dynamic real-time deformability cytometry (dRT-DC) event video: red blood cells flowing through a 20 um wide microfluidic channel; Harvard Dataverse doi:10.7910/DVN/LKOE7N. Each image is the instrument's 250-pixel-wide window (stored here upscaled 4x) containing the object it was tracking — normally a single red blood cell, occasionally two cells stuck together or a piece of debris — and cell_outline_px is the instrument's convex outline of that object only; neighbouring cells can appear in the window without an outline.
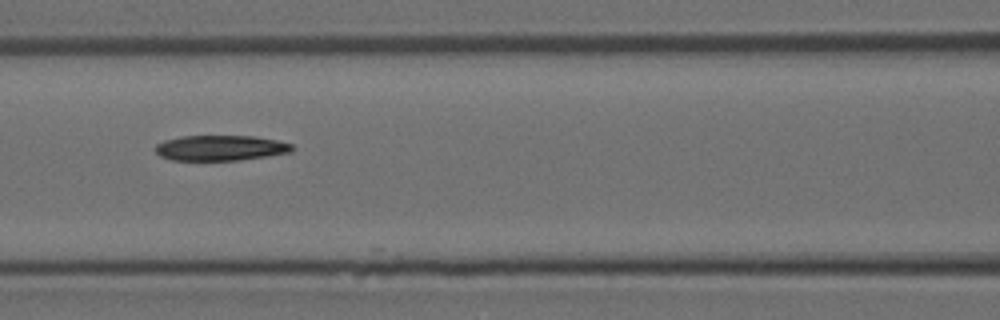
{"species": "Egyptian fruit bat (a non-hibernating species)", "species_latin": "Rousettus aegyptiacus", "temperature_condition": "room temperature", "stored_images_in_passage": 7, "camera_frame_rate_fps": 3000, "um_per_image_px": 0.085, "animal": {"sex": "female"}, "frame": {"image": 1, "passage_image": 5, "time_ms": 1.333, "image_size_px": [1000, 320], "cell_outline_px": [[296, 148], [292, 152], [268, 156], [240, 160], [172, 160], [160, 156], [156, 152], [156, 144], [164, 140], [180, 136], [252, 136], [276, 140], [292, 144]], "centroid_in_image_um": [18.76, 12.57], "position_along_channel_um": 147.8, "area_um2": 20.29}}
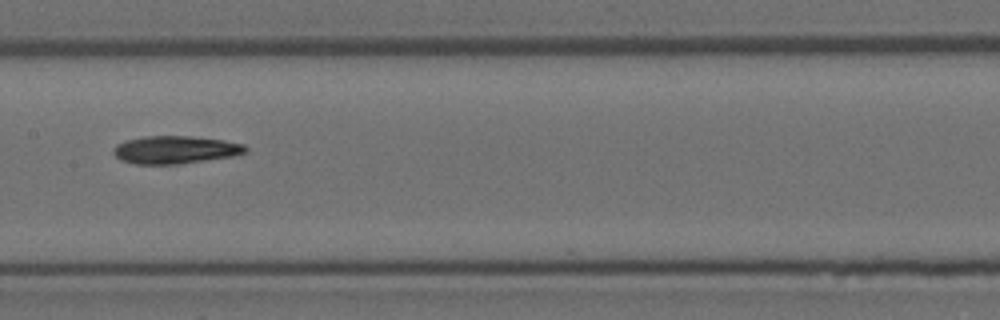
{"frame": {"image": 2, "passage_image": 6, "time_ms": 1.667, "image_size_px": [1000, 320], "cell_outline_px": [[248, 152], [232, 156], [176, 164], [136, 164], [120, 160], [112, 152], [112, 148], [116, 144], [124, 140], [144, 136], [192, 136], [224, 140], [244, 144], [248, 148]], "centroid_in_image_um": [14.87, 12.72], "position_along_channel_um": 192.5, "area_um2": 21.5}}
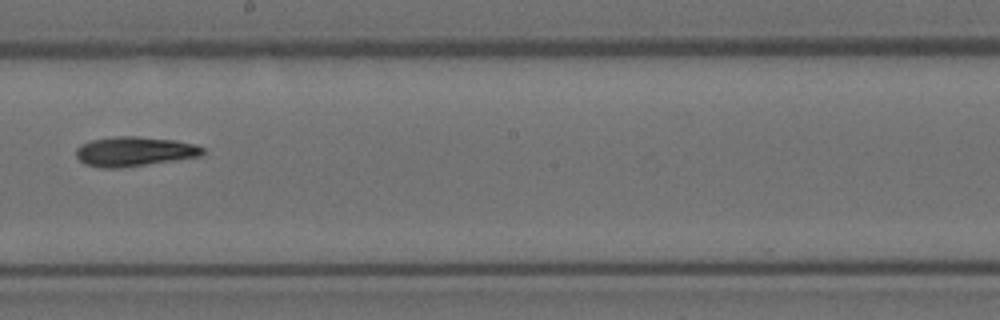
{"frame": {"image": 3, "passage_image": 7, "time_ms": 2.0, "image_size_px": [1000, 320], "cell_outline_px": [[204, 152], [200, 156], [120, 168], [100, 168], [84, 164], [76, 156], [76, 148], [80, 144], [92, 140], [116, 136], [136, 136], [176, 140], [196, 144], [204, 148]], "centroid_in_image_um": [11.4, 12.87], "position_along_channel_um": 236.8, "area_um2": 21.85}}